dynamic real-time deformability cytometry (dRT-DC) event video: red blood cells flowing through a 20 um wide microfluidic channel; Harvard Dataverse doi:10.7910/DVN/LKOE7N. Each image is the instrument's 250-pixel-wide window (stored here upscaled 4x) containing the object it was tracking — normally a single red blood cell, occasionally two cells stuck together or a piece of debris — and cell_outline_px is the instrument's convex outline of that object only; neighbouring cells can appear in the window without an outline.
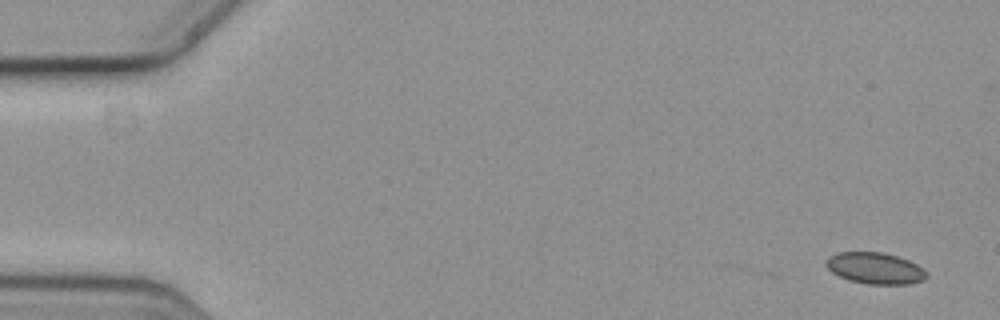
{"species": "common noctule bat (a hibernating species)", "species_latin": "Nyctalus noctula", "temperature_condition": "cold", "stored_images_in_passage": 5, "camera_frame_rate_fps": 3000, "um_per_image_px": 0.085, "animal": {"sex": "female", "body_mass_g": 19.3, "forearm_length_mm": 54.1}, "frame": {"image": 1, "passage_image": 1, "time_ms": 0.0, "image_size_px": [1000, 320], "cell_outline_px": [[928, 276], [924, 280], [908, 284], [868, 284], [848, 280], [832, 272], [824, 264], [824, 260], [828, 256], [836, 252], [884, 252], [908, 260], [924, 268]], "centroid_in_image_um": [74.36, 22.79], "position_along_channel_um": 10.6, "area_um2": 18.55}}
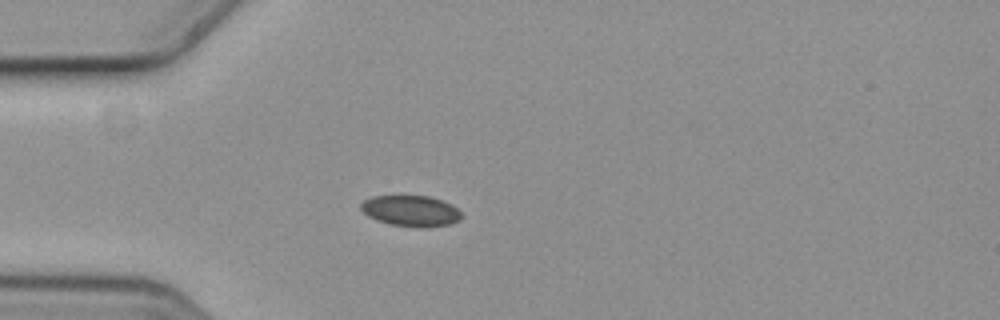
{"frame": {"image": 2, "passage_image": 5, "time_ms": 1.333, "image_size_px": [1000, 320], "cell_outline_px": [[464, 216], [460, 220], [452, 224], [428, 228], [416, 228], [388, 224], [376, 220], [368, 216], [360, 208], [360, 204], [364, 200], [372, 196], [428, 196], [452, 204]], "centroid_in_image_um": [34.95, 17.95], "position_along_channel_um": 50.1, "area_um2": 18.44}}